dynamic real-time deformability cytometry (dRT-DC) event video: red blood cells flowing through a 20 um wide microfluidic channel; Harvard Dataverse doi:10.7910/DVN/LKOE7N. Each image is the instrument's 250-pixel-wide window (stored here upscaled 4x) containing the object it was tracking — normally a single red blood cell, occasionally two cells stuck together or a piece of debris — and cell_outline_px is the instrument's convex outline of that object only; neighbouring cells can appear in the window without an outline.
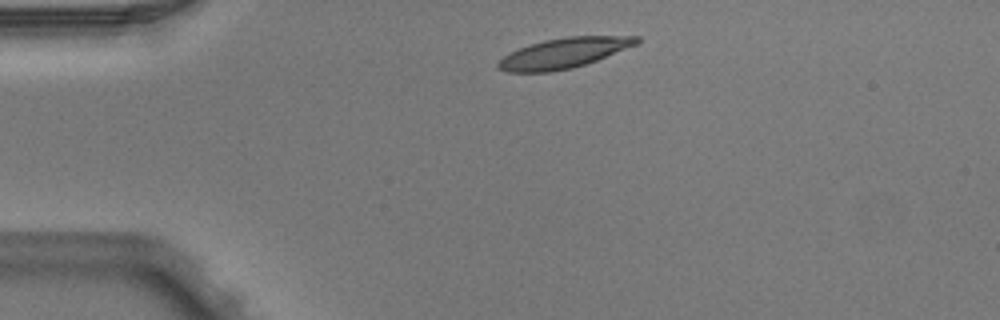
{"species": "Egyptian fruit bat (a non-hibernating species)", "species_latin": "Rousettus aegyptiacus", "temperature_condition": "warm", "stored_images_in_passage": 2, "camera_frame_rate_fps": 3000, "um_per_image_px": 0.085, "animal": {"sex": "male"}, "frame": {"image": 1, "passage_image": 1, "time_ms": 0.0, "image_size_px": [1000, 320], "cell_outline_px": [[640, 40], [636, 44], [596, 60], [572, 68], [552, 72], [508, 72], [496, 68], [496, 64], [504, 56], [520, 48], [544, 40], [568, 36], [640, 36]], "centroid_in_image_um": [47.9, 4.51], "position_along_channel_um": 37.1, "area_um2": 23.99}}